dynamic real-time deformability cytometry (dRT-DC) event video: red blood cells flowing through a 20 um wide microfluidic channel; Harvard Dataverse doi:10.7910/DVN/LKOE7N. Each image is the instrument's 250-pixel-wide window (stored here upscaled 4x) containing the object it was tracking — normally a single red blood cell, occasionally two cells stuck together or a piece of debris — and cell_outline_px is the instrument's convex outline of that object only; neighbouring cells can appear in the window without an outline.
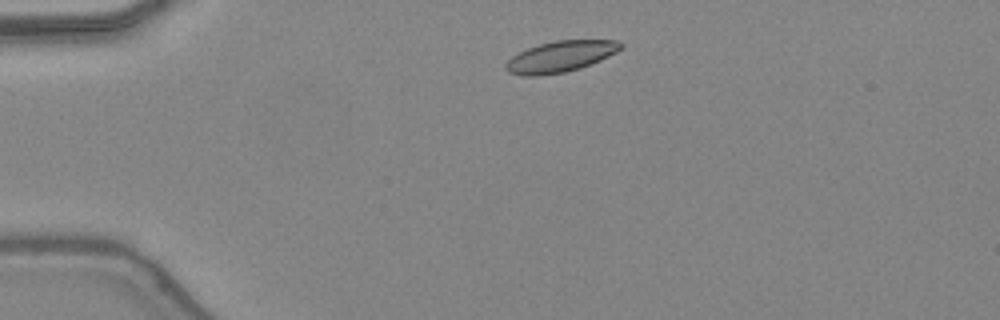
{"species": "common noctule bat (a hibernating species)", "species_latin": "Nyctalus noctula", "temperature_condition": "warm", "stored_images_in_passage": 38, "camera_frame_rate_fps": 3000, "um_per_image_px": 0.085, "animal": {"sex": "female", "body_mass_g": 24.6, "forearm_length_mm": 56.2}, "frame": {"image": 1, "passage_image": 2, "time_ms": 0.333, "image_size_px": [1000, 320], "cell_outline_px": [[620, 48], [588, 64], [576, 68], [560, 72], [516, 72], [516, 56], [532, 48], [544, 44], [564, 40], [608, 40], [620, 44]], "centroid_in_image_um": [47.9, 4.71], "position_along_channel_um": 37.1, "area_um2": 17.22}}
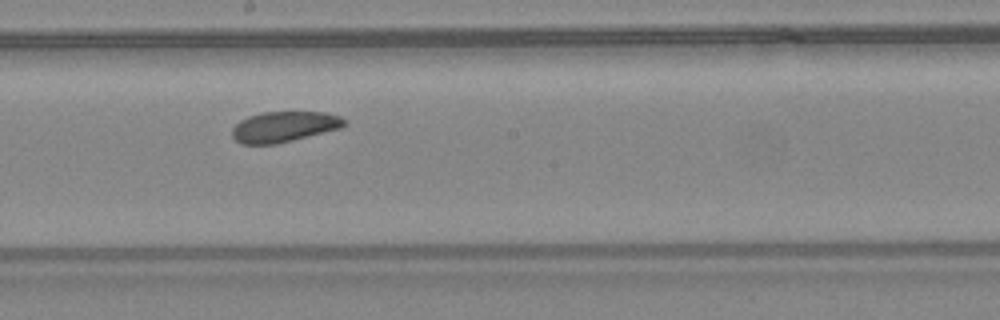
{"frame": {"image": 2, "passage_image": 18, "time_ms": 5.667, "image_size_px": [1000, 320], "cell_outline_px": [[344, 124], [332, 128], [284, 140], [264, 144], [248, 144], [240, 140], [236, 136], [236, 128], [240, 124], [256, 116], [276, 112], [308, 112], [332, 116], [340, 120]], "centroid_in_image_um": [24.09, 10.76], "position_along_channel_um": 224.1, "area_um2": 16.76}}
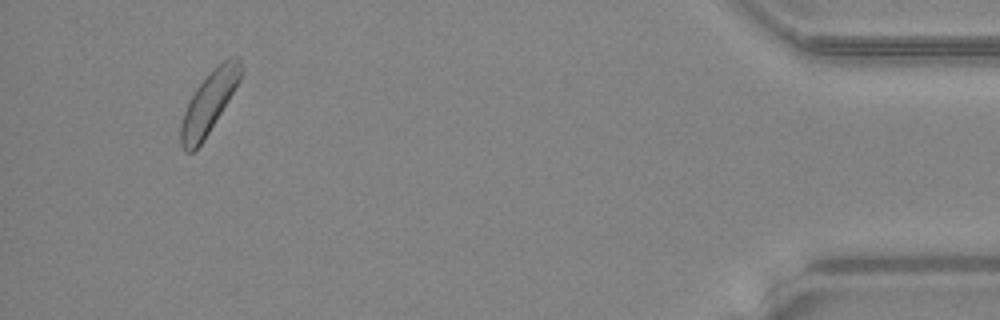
{"frame": {"image": 3, "passage_image": 36, "time_ms": 11.667, "image_size_px": [1000, 320], "cell_outline_px": [[236, 84], [200, 144], [196, 148], [192, 148], [184, 128], [184, 120], [188, 108], [196, 92], [208, 76], [236, 80]], "centroid_in_image_um": [17.54, 9.15], "position_along_channel_um": 417.7, "area_um2": 13.99}, "authors_computed_cell_mechanics": {"area_um2": 16.7331, "velocity_mm_per_s": 4.3641, "shape_relaxation_time_tau1_ms": 8.7743, "shape_relaxation_time_tau2_ms": null, "deformation_change_tau1": 0.1134, "deformation_change_tau2": null}}